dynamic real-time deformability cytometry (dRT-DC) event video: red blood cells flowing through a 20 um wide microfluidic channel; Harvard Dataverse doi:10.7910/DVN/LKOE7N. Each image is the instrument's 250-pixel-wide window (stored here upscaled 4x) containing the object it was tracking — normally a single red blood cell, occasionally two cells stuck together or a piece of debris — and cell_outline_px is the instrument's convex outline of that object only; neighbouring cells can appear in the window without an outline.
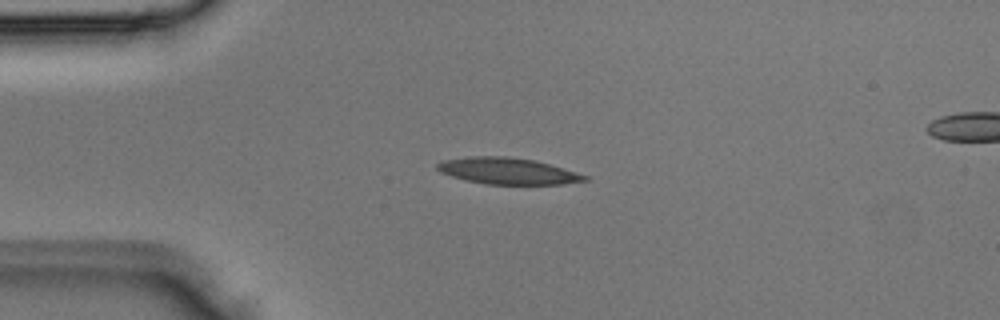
{"species": "Egyptian fruit bat (a non-hibernating species)", "species_latin": "Rousettus aegyptiacus", "temperature_condition": "room temperature", "stored_images_in_passage": 2, "camera_frame_rate_fps": 3000, "um_per_image_px": 0.085, "animal": {"sex": "male"}, "frame": {"image": 1, "passage_image": 1, "time_ms": 0.0, "image_size_px": [1000, 320], "cell_outline_px": [[588, 180], [560, 184], [484, 184], [464, 180], [440, 172], [436, 168], [436, 164], [440, 160], [464, 156], [508, 156], [536, 160], [576, 172], [588, 176]], "centroid_in_image_um": [43.08, 14.52], "position_along_channel_um": 41.9, "area_um2": 22.89}}